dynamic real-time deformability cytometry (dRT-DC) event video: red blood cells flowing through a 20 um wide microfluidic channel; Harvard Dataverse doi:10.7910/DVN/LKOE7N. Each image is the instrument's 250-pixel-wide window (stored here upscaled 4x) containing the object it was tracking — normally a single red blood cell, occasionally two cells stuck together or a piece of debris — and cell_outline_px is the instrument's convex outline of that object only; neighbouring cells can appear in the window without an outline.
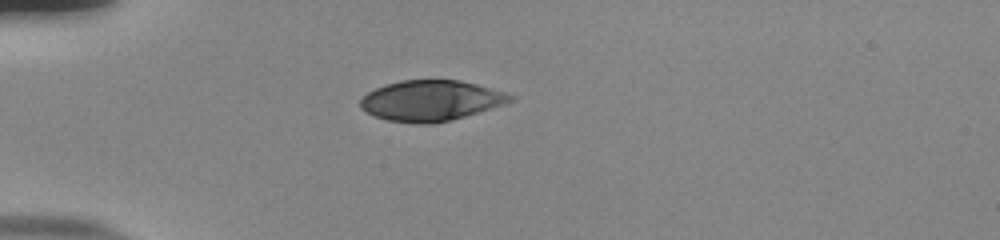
{"species": "human", "species_latin": "Homo sapiens", "temperature_condition": "room temperature", "stored_images_in_passage": 41, "camera_frame_rate_fps": 3000, "um_per_image_px": 0.085, "donor": {"sex": "male"}, "frame": {"image": 1, "passage_image": 1, "time_ms": 0.0, "image_size_px": [1000, 240], "cell_outline_px": [[512, 100], [452, 120], [432, 124], [416, 124], [388, 120], [376, 116], [360, 108], [360, 100], [368, 92], [384, 84], [400, 80], [460, 80], [476, 84], [504, 92], [512, 96]], "centroid_in_image_um": [36.55, 8.55], "position_along_channel_um": 48.4, "area_um2": 34.91}}
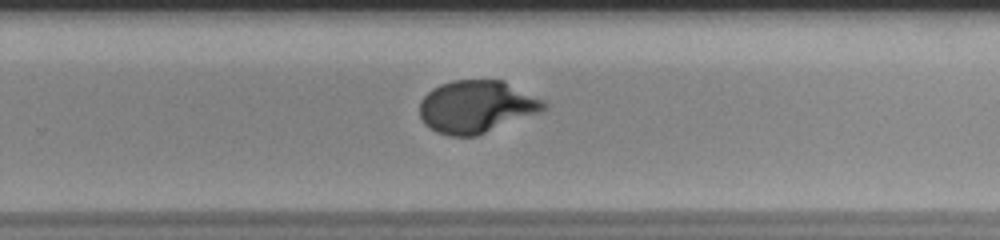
{"frame": {"image": 2, "passage_image": 22, "time_ms": 7.0, "image_size_px": [1000, 240], "cell_outline_px": [[548, 108], [540, 112], [476, 136], [448, 136], [436, 132], [424, 124], [420, 116], [420, 100], [432, 88], [440, 84], [452, 80], [504, 80], [544, 100], [548, 104]], "centroid_in_image_um": [40.5, 9.06], "position_along_channel_um": 289.3, "area_um2": 38.15}}
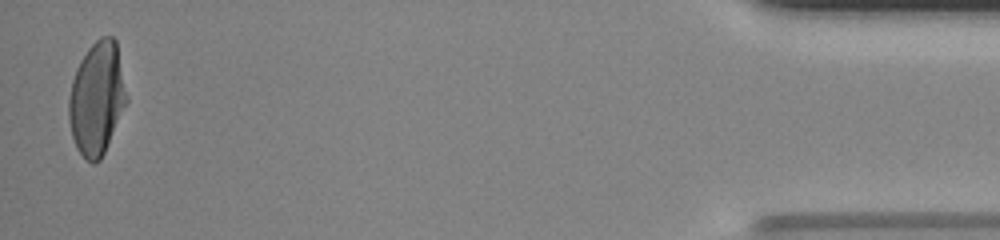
{"frame": {"image": 3, "passage_image": 39, "time_ms": 12.667, "image_size_px": [1000, 240], "cell_outline_px": [[128, 100], [104, 152], [100, 160], [96, 164], [92, 164], [84, 160], [76, 148], [72, 136], [68, 120], [68, 100], [72, 80], [76, 68], [80, 60], [88, 48], [100, 36], [112, 36], [116, 40]], "centroid_in_image_um": [8.21, 8.38], "position_along_channel_um": 427.0, "area_um2": 38.21}, "authors_computed_cell_mechanics": {"area_um2": 37.6278, "velocity_mm_per_s": 3.7973, "shape_relaxation_time_tau1_ms": 4.5262, "shape_relaxation_time_tau2_ms": null, "deformation_change_tau1": 0.2151, "deformation_change_tau2": null}}